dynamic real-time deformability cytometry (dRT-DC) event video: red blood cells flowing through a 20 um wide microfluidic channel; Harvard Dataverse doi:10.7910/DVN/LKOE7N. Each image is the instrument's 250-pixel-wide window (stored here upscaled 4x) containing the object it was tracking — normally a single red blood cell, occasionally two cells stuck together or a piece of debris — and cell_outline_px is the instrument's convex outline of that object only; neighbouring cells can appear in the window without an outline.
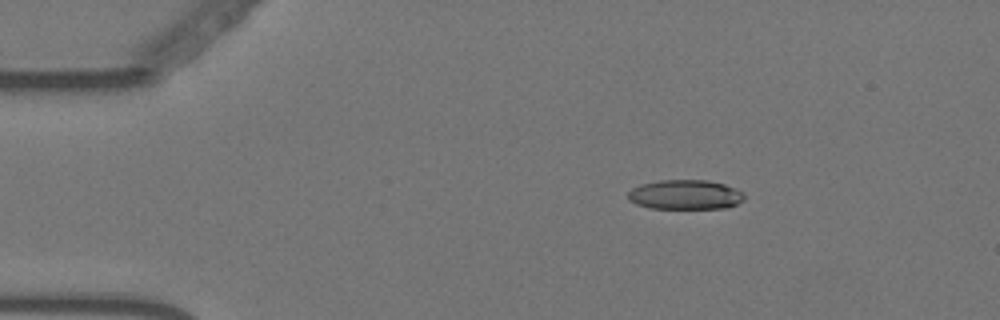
{"species": "Egyptian fruit bat (a non-hibernating species)", "species_latin": "Rousettus aegyptiacus", "temperature_condition": "warm", "stored_images_in_passage": 57, "camera_frame_rate_fps": 3000, "um_per_image_px": 0.085, "animal": {"sex": "female"}, "frame": {"image": 1, "passage_image": 10, "time_ms": 3.0, "image_size_px": [1000, 320], "cell_outline_px": [[744, 200], [736, 204], [724, 208], [652, 208], [636, 204], [628, 200], [628, 192], [632, 188], [640, 184], [660, 180], [708, 180], [724, 184], [736, 188], [744, 192]], "centroid_in_image_um": [58.25, 16.54], "position_along_channel_um": 26.8, "area_um2": 20.11}}
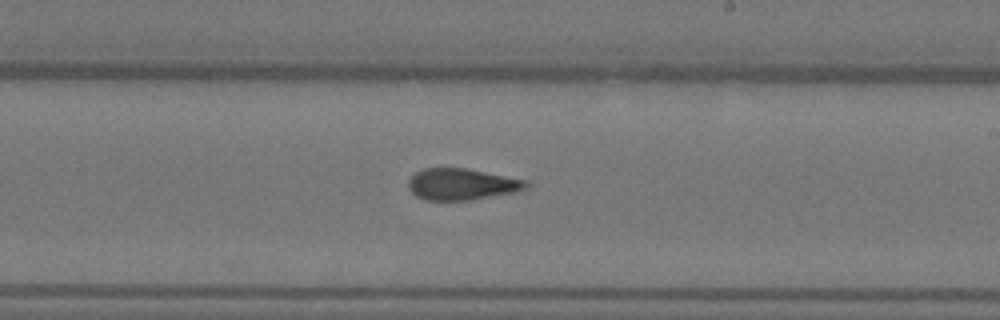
{"frame": {"image": 2, "passage_image": 34, "time_ms": 11.0, "image_size_px": [1000, 320], "cell_outline_px": [[532, 184], [528, 188], [512, 192], [468, 200], [424, 200], [416, 196], [408, 188], [408, 180], [416, 172], [424, 168], [468, 168], [528, 180]], "centroid_in_image_um": [39.27, 15.65], "position_along_channel_um": 249.7, "area_um2": 21.68}}
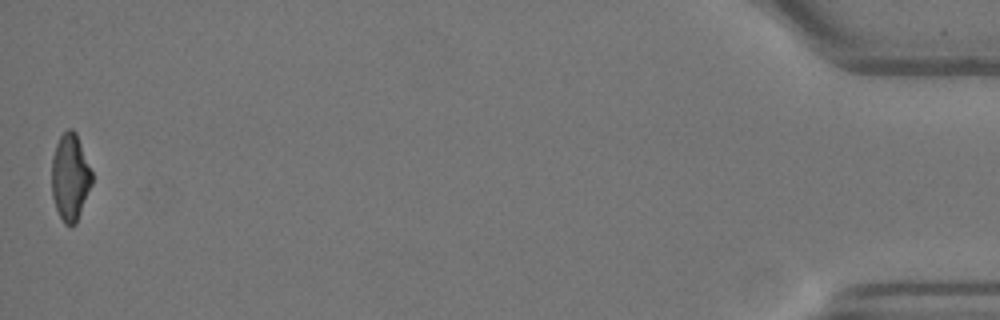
{"frame": {"image": 3, "passage_image": 57, "time_ms": 18.667, "image_size_px": [1000, 320], "cell_outline_px": [[92, 184], [76, 224], [72, 228], [64, 224], [56, 208], [52, 196], [52, 156], [56, 144], [60, 136], [68, 128], [72, 128], [76, 132], [92, 172]], "centroid_in_image_um": [5.96, 15.08], "position_along_channel_um": 429.2, "area_um2": 20.46}, "authors_computed_cell_mechanics": {"area_um2": 21.6172, "velocity_mm_per_s": 3.5717, "shape_relaxation_time_tau1_ms": 8.0909, "shape_relaxation_time_tau2_ms": 2.8819, "deformation_change_tau1": 0.2043, "deformation_change_tau2": 0.1091}}